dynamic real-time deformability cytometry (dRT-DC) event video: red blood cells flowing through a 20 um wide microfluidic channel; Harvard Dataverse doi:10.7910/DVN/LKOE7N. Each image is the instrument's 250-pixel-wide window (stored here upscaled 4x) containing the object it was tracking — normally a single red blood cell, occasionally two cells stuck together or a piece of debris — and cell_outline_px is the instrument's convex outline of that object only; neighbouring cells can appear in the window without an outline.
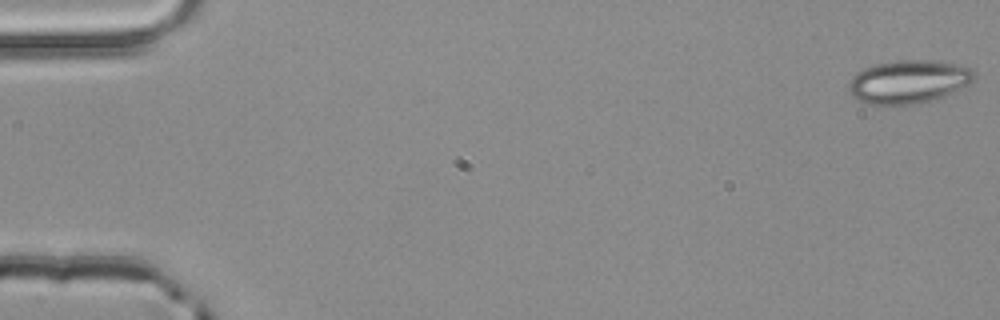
{"species": "common noctule bat (a hibernating species)", "species_latin": "Nyctalus noctula", "temperature_condition": "room temperature", "stored_images_in_passage": 54, "camera_frame_rate_fps": 3000, "um_per_image_px": 0.085, "animal": {"sex": "male", "body_mass_g": 20.4}, "frame": {"image": 1, "passage_image": 1, "time_ms": 0.0, "image_size_px": [1000, 320], "cell_outline_px": [[976, 76], [968, 84], [944, 96], [916, 104], [868, 104], [852, 96], [848, 92], [848, 84], [852, 76], [856, 72], [864, 68], [876, 64], [896, 60], [928, 60], [964, 64], [972, 68], [976, 72]], "centroid_in_image_um": [77.23, 6.92], "position_along_channel_um": 7.8, "area_um2": 31.79}}
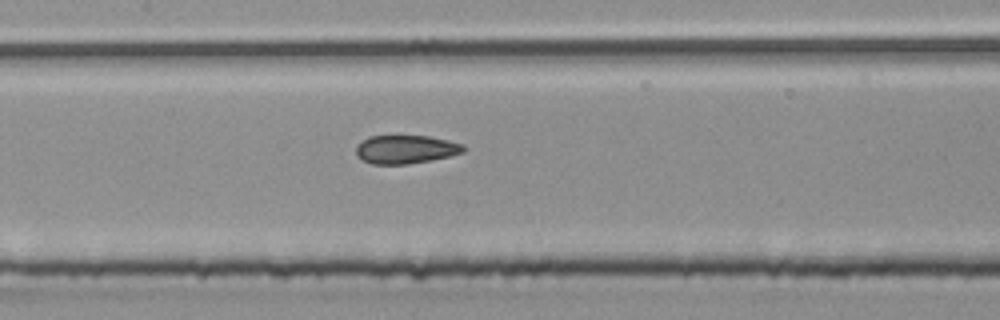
{"frame": {"image": 2, "passage_image": 26, "time_ms": 8.333, "image_size_px": [1000, 320], "cell_outline_px": [[468, 148], [464, 152], [452, 156], [432, 160], [408, 164], [372, 164], [356, 156], [356, 144], [368, 136], [428, 136], [448, 140], [464, 144]], "centroid_in_image_um": [34.52, 12.69], "position_along_channel_um": 172.9, "area_um2": 18.09}}
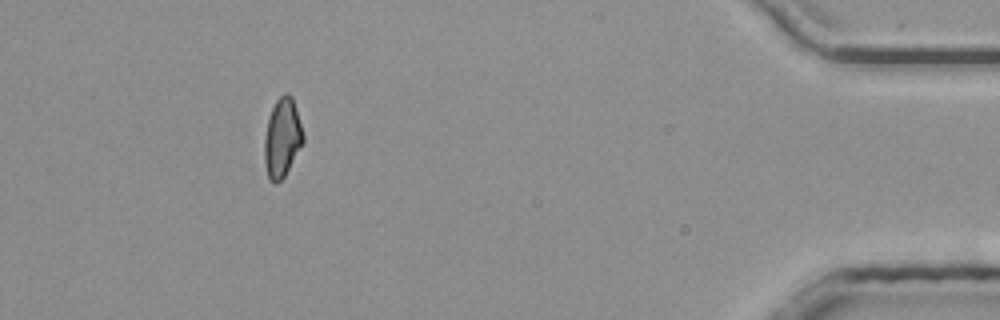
{"frame": {"image": 3, "passage_image": 49, "time_ms": 16.0, "image_size_px": [1000, 320], "cell_outline_px": [[304, 144], [284, 176], [276, 184], [272, 184], [268, 180], [264, 164], [264, 140], [268, 120], [272, 108], [276, 100], [284, 92], [288, 92], [292, 96], [296, 108], [304, 136]], "centroid_in_image_um": [23.99, 11.75], "position_along_channel_um": 411.2, "area_um2": 18.09}, "authors_computed_cell_mechanics": {"area_um2": 18.4093, "velocity_mm_per_s": 3.9239, "shape_relaxation_time_tau1_ms": null, "shape_relaxation_time_tau2_ms": 2.0716, "deformation_change_tau1": null, "deformation_change_tau2": 0.072}}